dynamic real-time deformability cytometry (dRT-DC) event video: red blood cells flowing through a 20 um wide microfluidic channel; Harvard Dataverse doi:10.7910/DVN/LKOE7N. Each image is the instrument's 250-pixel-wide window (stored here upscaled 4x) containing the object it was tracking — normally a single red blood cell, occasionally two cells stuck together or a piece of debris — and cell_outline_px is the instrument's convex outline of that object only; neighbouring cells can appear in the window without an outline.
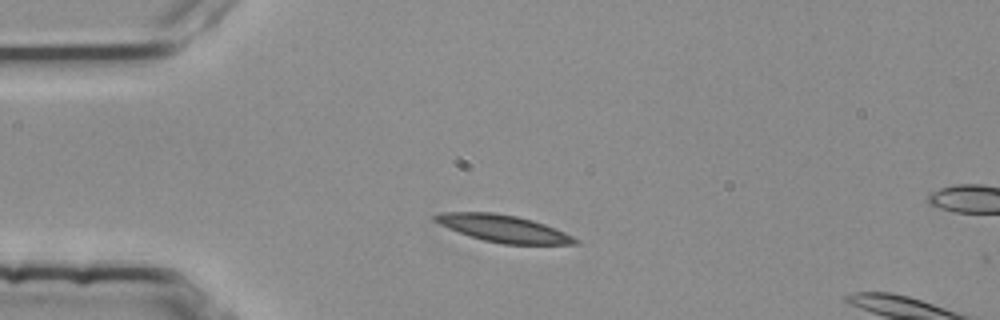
{"species": "common noctule bat (a hibernating species)", "species_latin": "Nyctalus noctula", "temperature_condition": "room temperature", "stored_images_in_passage": 3, "camera_frame_rate_fps": 3000, "um_per_image_px": 0.085, "animal": {"sex": "female", "body_mass_g": 25.1}, "frame": {"image": 1, "passage_image": 2, "time_ms": 0.333, "image_size_px": [1000, 320], "cell_outline_px": [[580, 244], [504, 244], [484, 240], [468, 236], [448, 228], [432, 220], [432, 216], [440, 212], [492, 212], [516, 216], [532, 220], [544, 224], [564, 232], [580, 240]], "centroid_in_image_um": [42.76, 19.42], "position_along_channel_um": 42.2, "area_um2": 22.08}}